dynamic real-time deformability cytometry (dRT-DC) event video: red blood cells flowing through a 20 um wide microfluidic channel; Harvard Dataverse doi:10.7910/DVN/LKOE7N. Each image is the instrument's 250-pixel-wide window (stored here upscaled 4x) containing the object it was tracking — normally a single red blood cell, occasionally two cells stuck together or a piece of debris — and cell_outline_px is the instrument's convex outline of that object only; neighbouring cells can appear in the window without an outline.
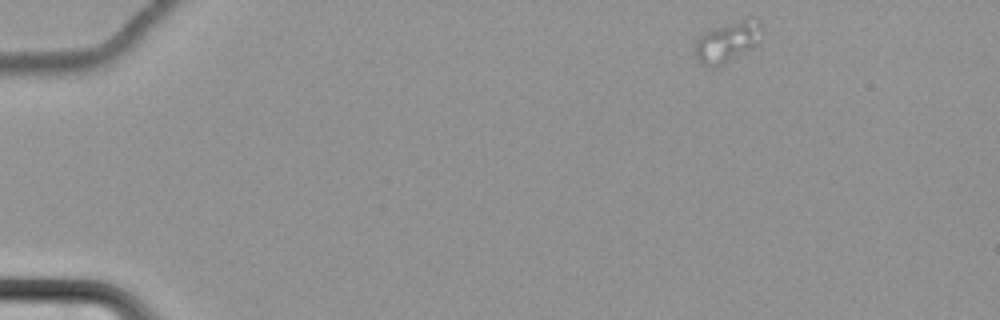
{"species": "common noctule bat (a hibernating species)", "species_latin": "Nyctalus noctula", "temperature_condition": "cold", "stored_images_in_passage": 53, "camera_frame_rate_fps": 3000, "um_per_image_px": 0.085, "animal": {"sex": "female", "body_mass_g": 22.7, "forearm_length_mm": 54.2}, "frame": {"image": 1, "passage_image": 1, "time_ms": 0.0, "image_size_px": [1000, 320], "cell_outline_px": [[764, 32], [756, 44], [752, 48], [720, 68], [712, 68], [700, 64], [696, 56], [696, 40], [704, 32], [744, 16], [756, 16]], "centroid_in_image_um": [61.88, 3.54], "position_along_channel_um": 23.1, "area_um2": 16.53}}
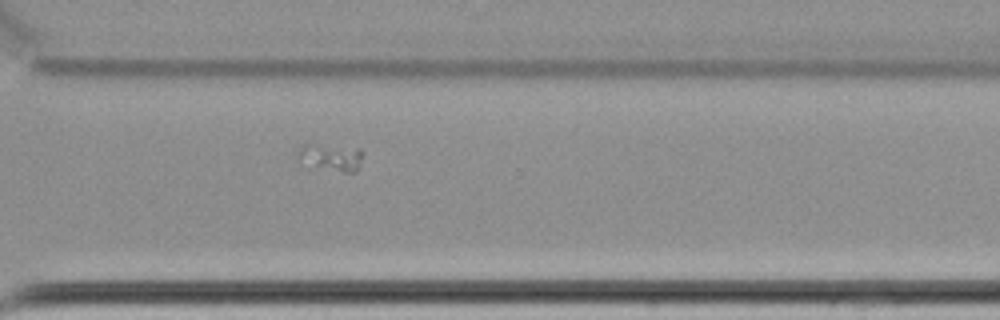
{"frame": {"image": 2, "passage_image": 38, "time_ms": 12.333, "image_size_px": [1000, 320], "cell_outline_px": [[360, 160], [356, 172], [344, 172], [304, 168], [296, 156], [296, 152], [300, 144], [308, 144], [360, 148]], "centroid_in_image_um": [27.96, 13.41], "position_along_channel_um": 342.6, "area_um2": 10.75}}
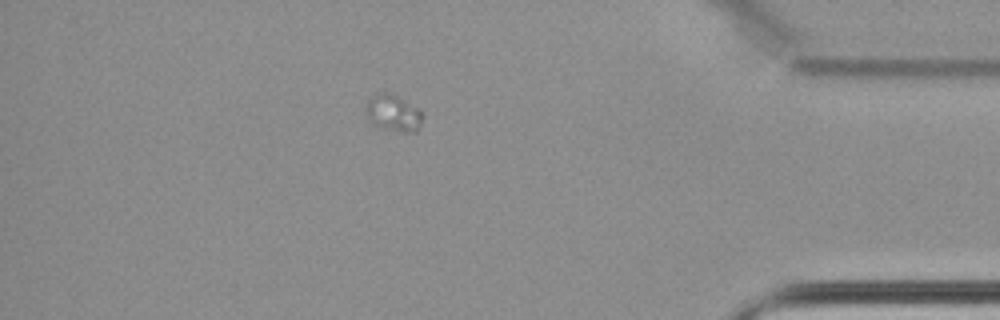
{"frame": {"image": 3, "passage_image": 46, "time_ms": 15.0, "image_size_px": [1000, 320], "cell_outline_px": [[424, 116], [420, 128], [416, 132], [400, 132], [380, 128], [368, 120], [364, 112], [364, 108], [368, 96], [376, 92], [392, 92], [420, 108]], "centroid_in_image_um": [33.41, 9.58], "position_along_channel_um": 401.8, "area_um2": 12.95}}